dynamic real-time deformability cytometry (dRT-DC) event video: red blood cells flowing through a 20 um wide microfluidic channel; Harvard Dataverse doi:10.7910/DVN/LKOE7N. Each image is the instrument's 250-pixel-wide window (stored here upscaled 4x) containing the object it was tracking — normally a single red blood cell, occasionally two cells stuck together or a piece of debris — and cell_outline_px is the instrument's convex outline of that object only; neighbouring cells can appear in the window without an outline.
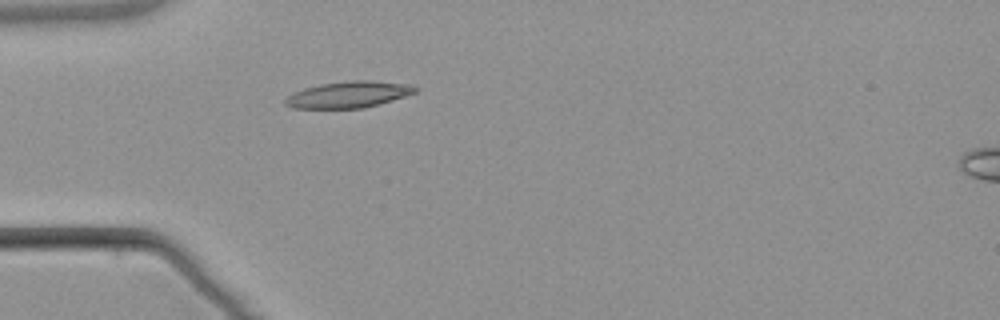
{"species": "common noctule bat (a hibernating species)", "species_latin": "Nyctalus noctula", "temperature_condition": "warm", "stored_images_in_passage": 4, "camera_frame_rate_fps": 3000, "um_per_image_px": 0.085, "animal": {"sex": "male", "body_mass_g": 21.5, "forearm_length_mm": 52.0}, "frame": {"image": 1, "passage_image": 4, "time_ms": 4.333, "image_size_px": [1000, 320], "cell_outline_px": [[420, 88], [416, 92], [380, 104], [364, 108], [292, 108], [284, 104], [284, 100], [292, 92], [304, 88], [320, 84], [348, 80], [372, 80], [412, 84]], "centroid_in_image_um": [29.64, 8.02], "position_along_channel_um": 55.4, "area_um2": 20.23}}